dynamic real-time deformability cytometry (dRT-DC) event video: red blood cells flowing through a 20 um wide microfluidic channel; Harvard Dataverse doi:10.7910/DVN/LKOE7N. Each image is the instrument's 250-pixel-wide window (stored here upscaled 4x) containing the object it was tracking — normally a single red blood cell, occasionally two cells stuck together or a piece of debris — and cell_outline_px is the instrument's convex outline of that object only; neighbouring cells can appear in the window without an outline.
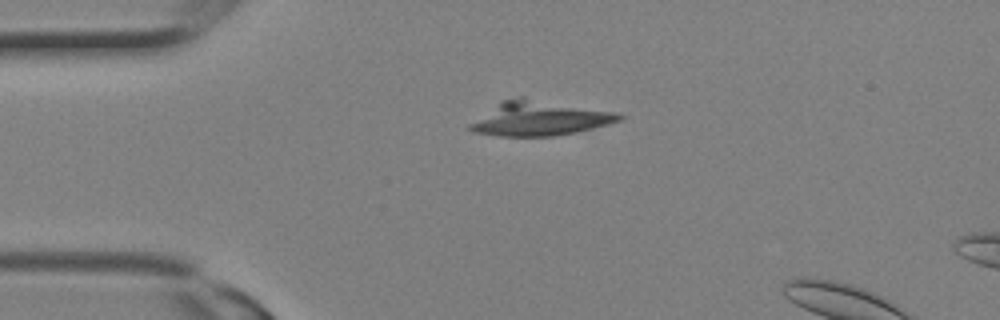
{"species": "Egyptian fruit bat (a non-hibernating species)", "species_latin": "Rousettus aegyptiacus", "temperature_condition": "room temperature", "stored_images_in_passage": 3, "camera_frame_rate_fps": 3000, "um_per_image_px": 0.085, "animal": {"sex": "female"}, "frame": {"image": 1, "passage_image": 3, "time_ms": 0.667, "image_size_px": [1000, 320], "cell_outline_px": [[624, 116], [620, 120], [608, 124], [576, 132], [552, 136], [500, 136], [472, 132], [464, 128], [468, 124], [500, 100], [520, 96], [524, 96], [616, 112]], "centroid_in_image_um": [45.79, 10.05], "position_along_channel_um": 39.2, "area_um2": 30.35}}